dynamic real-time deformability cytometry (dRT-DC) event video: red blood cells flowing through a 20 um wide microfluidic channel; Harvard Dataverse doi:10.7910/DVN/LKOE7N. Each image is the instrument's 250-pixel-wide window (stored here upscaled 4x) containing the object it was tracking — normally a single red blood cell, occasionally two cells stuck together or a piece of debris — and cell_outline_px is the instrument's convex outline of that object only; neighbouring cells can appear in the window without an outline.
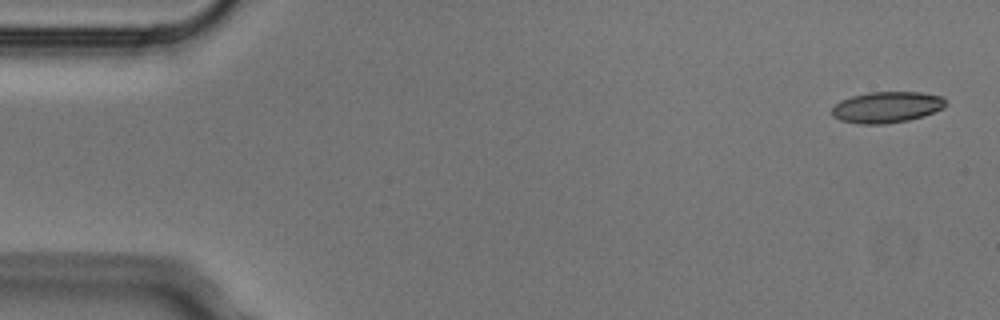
{"species": "Egyptian fruit bat (a non-hibernating species)", "species_latin": "Rousettus aegyptiacus", "temperature_condition": "cold", "stored_images_in_passage": 6, "camera_frame_rate_fps": 3000, "um_per_image_px": 0.085, "animal": {"sex": "male"}, "frame": {"image": 1, "passage_image": 1, "time_ms": 0.0, "image_size_px": [1000, 320], "cell_outline_px": [[948, 104], [944, 108], [924, 116], [908, 120], [884, 124], [860, 124], [840, 120], [832, 116], [832, 108], [840, 100], [852, 96], [868, 92], [920, 92], [944, 96]], "centroid_in_image_um": [75.41, 9.1], "position_along_channel_um": 9.6, "area_um2": 20.87}}
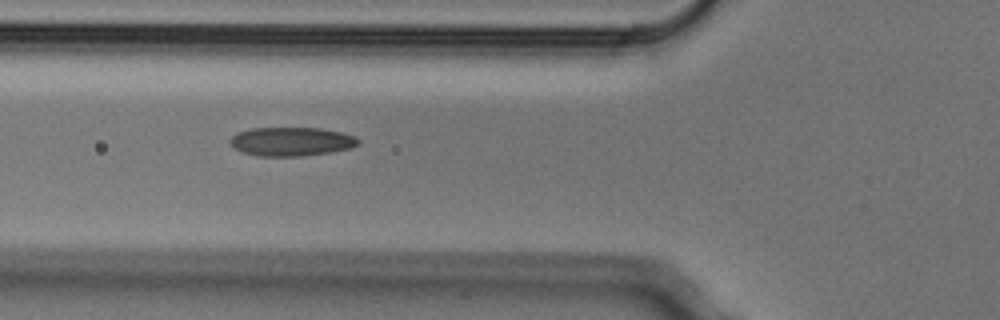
{"frame": {"image": 2, "passage_image": 6, "time_ms": 1.667, "image_size_px": [1000, 320], "cell_outline_px": [[360, 144], [352, 148], [332, 152], [300, 156], [260, 156], [244, 152], [228, 144], [228, 140], [236, 132], [252, 128], [320, 128], [340, 132], [356, 136], [360, 140]], "centroid_in_image_um": [24.78, 12.03], "position_along_channel_um": 101.0, "area_um2": 21.68}}